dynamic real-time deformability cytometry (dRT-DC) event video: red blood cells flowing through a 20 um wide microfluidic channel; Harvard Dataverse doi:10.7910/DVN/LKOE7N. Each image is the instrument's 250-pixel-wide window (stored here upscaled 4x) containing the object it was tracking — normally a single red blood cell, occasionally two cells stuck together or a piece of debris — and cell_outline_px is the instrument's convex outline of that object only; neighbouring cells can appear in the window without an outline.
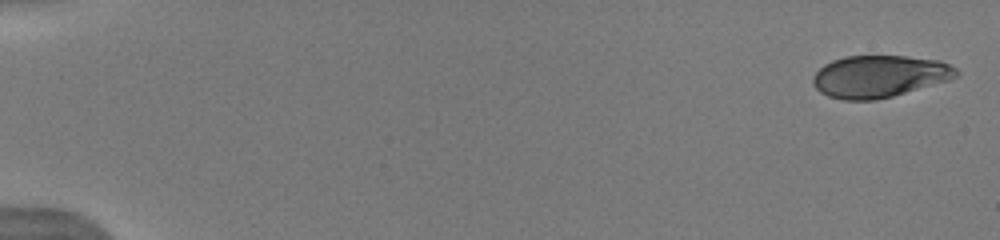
{"species": "human", "species_latin": "Homo sapiens", "temperature_condition": "warm", "stored_images_in_passage": 25, "camera_frame_rate_fps": 3000, "um_per_image_px": 0.085, "donor": {"sex": "male"}, "frame": {"image": 1, "passage_image": 1, "time_ms": 0.0, "image_size_px": [1000, 240], "cell_outline_px": [[960, 76], [948, 80], [892, 96], [876, 100], [844, 100], [828, 96], [820, 92], [812, 84], [812, 76], [824, 64], [832, 60], [844, 56], [904, 56], [940, 60], [956, 68], [960, 72]], "centroid_in_image_um": [74.73, 6.48], "position_along_channel_um": 10.3, "area_um2": 35.2}}
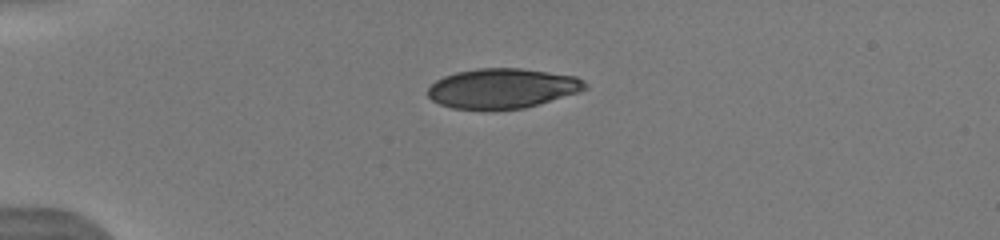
{"frame": {"image": 2, "passage_image": 13, "time_ms": 4.0, "image_size_px": [1000, 240], "cell_outline_px": [[588, 88], [580, 92], [524, 108], [452, 108], [440, 104], [432, 100], [428, 96], [428, 88], [436, 80], [444, 76], [456, 72], [480, 68], [520, 68], [576, 76], [588, 84]], "centroid_in_image_um": [42.72, 7.49], "position_along_channel_um": 42.3, "area_um2": 36.13}}